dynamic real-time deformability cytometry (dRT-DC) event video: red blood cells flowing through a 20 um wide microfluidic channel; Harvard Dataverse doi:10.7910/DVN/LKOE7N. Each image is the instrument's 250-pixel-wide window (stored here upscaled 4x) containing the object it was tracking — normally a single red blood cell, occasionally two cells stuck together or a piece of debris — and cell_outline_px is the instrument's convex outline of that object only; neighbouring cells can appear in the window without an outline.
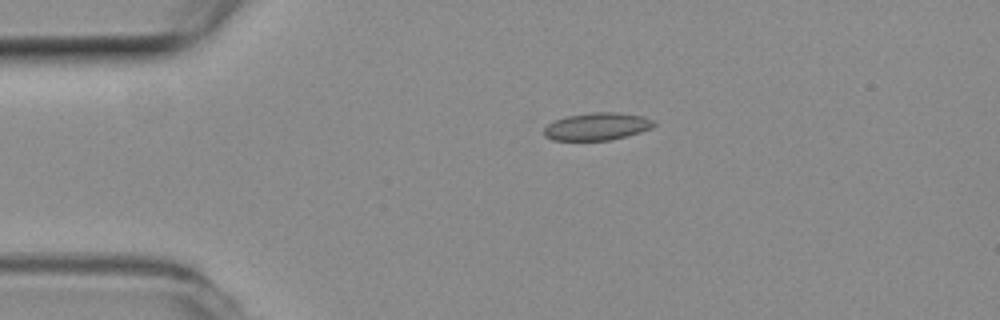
{"species": "common noctule bat (a hibernating species)", "species_latin": "Nyctalus noctula", "temperature_condition": "room temperature", "stored_images_in_passage": 3, "camera_frame_rate_fps": 3000, "um_per_image_px": 0.085, "animal": {"sex": "female", "body_mass_g": 19.3, "forearm_length_mm": 54.1}, "frame": {"image": 1, "passage_image": 1, "time_ms": 0.0, "image_size_px": [1000, 320], "cell_outline_px": [[656, 124], [652, 128], [628, 136], [612, 140], [552, 140], [544, 136], [544, 128], [548, 124], [556, 120], [568, 116], [592, 112], [616, 112], [644, 116], [652, 120]], "centroid_in_image_um": [50.77, 10.75], "position_along_channel_um": 34.2, "area_um2": 17.63}}